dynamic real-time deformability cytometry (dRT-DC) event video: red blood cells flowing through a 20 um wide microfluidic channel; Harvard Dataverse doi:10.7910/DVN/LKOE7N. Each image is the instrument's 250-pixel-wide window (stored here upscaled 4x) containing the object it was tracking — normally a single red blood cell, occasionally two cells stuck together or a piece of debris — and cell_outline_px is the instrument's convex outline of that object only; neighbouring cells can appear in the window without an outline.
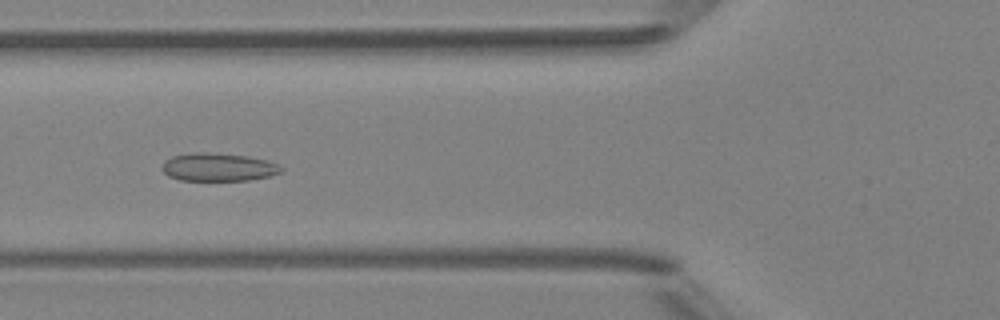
{"species": "Egyptian fruit bat (a non-hibernating species)", "species_latin": "Rousettus aegyptiacus", "temperature_condition": "room temperature", "stored_images_in_passage": 5, "camera_frame_rate_fps": 3000, "um_per_image_px": 0.085, "animal": {"sex": "female"}, "frame": {"image": 1, "passage_image": 5, "time_ms": 4.333, "image_size_px": [1000, 320], "cell_outline_px": [[284, 168], [280, 172], [272, 176], [248, 180], [180, 180], [168, 176], [160, 168], [164, 160], [172, 156], [192, 152], [208, 152], [248, 156], [264, 160], [276, 164]], "centroid_in_image_um": [18.51, 14.2], "position_along_channel_um": 107.3, "area_um2": 19.54}}